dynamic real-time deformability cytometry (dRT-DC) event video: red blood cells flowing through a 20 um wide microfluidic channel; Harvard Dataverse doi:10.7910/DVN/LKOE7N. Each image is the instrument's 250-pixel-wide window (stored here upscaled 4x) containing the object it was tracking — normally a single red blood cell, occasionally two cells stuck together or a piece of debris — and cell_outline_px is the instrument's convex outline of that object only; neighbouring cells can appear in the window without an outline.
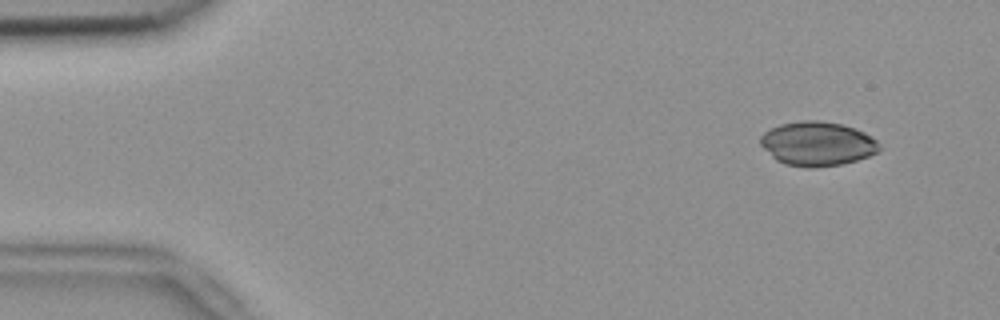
{"species": "common noctule bat (a hibernating species)", "species_latin": "Nyctalus noctula", "temperature_condition": "room temperature", "stored_images_in_passage": 50, "camera_frame_rate_fps": 3000, "um_per_image_px": 0.085, "animal": {"sex": "female", "body_mass_g": 18.4}, "frame": {"image": 1, "passage_image": 1, "time_ms": 0.0, "image_size_px": [1000, 320], "cell_outline_px": [[880, 148], [876, 152], [868, 156], [856, 160], [840, 164], [816, 168], [804, 168], [784, 164], [776, 160], [760, 144], [760, 136], [764, 132], [780, 124], [800, 120], [820, 120], [840, 124], [864, 132], [876, 140], [880, 144]], "centroid_in_image_um": [69.45, 12.22], "position_along_channel_um": 15.6, "area_um2": 30.58}}
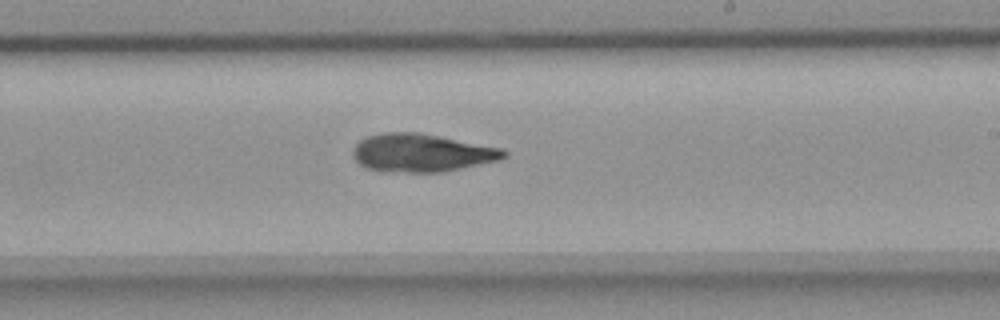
{"frame": {"image": 2, "passage_image": 28, "time_ms": 9.0, "image_size_px": [1000, 320], "cell_outline_px": [[508, 156], [500, 160], [444, 172], [384, 172], [368, 168], [360, 164], [352, 156], [352, 148], [360, 140], [368, 136], [384, 132], [420, 132], [500, 148], [508, 152]], "centroid_in_image_um": [35.83, 13.0], "position_along_channel_um": 253.2, "area_um2": 33.64}}
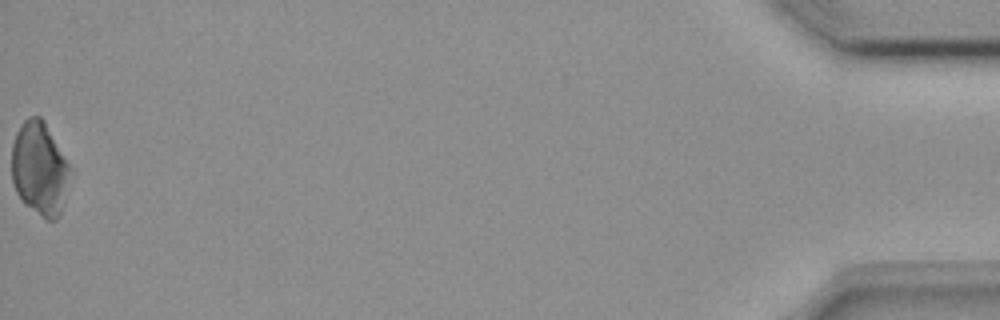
{"frame": {"image": 3, "passage_image": 50, "time_ms": 16.333, "image_size_px": [1000, 320], "cell_outline_px": [[72, 168], [60, 216], [56, 220], [48, 220], [24, 204], [16, 192], [12, 180], [12, 144], [16, 132], [24, 120], [28, 116], [40, 116], [44, 120]], "centroid_in_image_um": [3.37, 14.32], "position_along_channel_um": 431.8, "area_um2": 31.96}}